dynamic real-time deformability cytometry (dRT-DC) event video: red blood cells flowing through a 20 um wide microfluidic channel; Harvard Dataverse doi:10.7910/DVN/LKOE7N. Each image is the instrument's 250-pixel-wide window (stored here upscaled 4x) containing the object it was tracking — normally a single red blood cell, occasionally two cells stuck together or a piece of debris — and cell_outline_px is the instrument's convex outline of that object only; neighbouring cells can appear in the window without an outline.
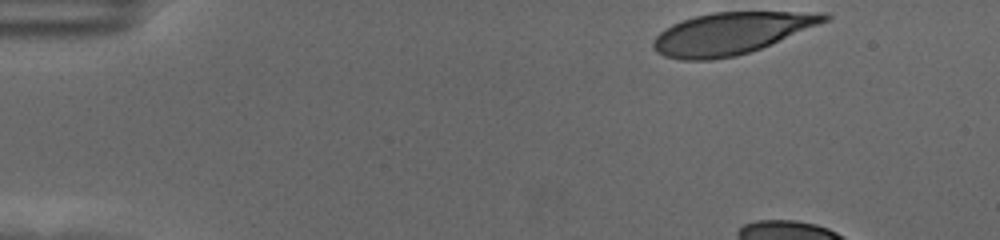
{"species": "human", "species_latin": "Homo sapiens", "temperature_condition": "cold", "stored_images_in_passage": 10, "camera_frame_rate_fps": 3000, "um_per_image_px": 0.085, "donor": {"sex": "female"}, "frame": {"image": 1, "passage_image": 1, "time_ms": 0.0, "image_size_px": [1000, 240], "cell_outline_px": [[832, 16], [828, 20], [820, 24], [760, 48], [736, 56], [712, 60], [680, 60], [664, 56], [656, 52], [652, 48], [652, 44], [656, 36], [664, 28], [680, 20], [712, 12], [828, 12]], "centroid_in_image_um": [62.12, 2.83], "position_along_channel_um": 22.9, "area_um2": 41.67}}